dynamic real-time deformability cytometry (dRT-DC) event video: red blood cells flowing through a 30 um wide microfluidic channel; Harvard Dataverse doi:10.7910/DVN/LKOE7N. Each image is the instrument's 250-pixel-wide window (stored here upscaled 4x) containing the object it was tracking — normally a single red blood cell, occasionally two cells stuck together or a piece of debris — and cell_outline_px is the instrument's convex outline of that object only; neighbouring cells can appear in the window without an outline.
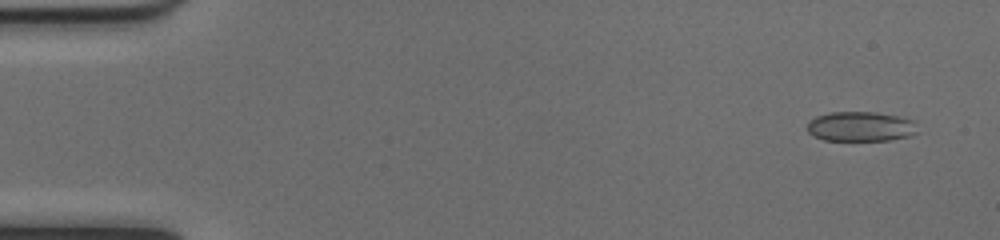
{"species": "common noctule bat (a hibernating species)", "species_latin": "Nyctalus noctula", "temperature_condition": "cold", "stored_images_in_passage": 52, "camera_frame_rate_fps": 3000, "um_per_image_px": 0.085, "animal": {"sex": "female", "body_mass_g": 17.0, "forearm_length_mm": 48.0}, "frame": {"image": 1, "passage_image": 3, "time_ms": 0.667, "image_size_px": [1000, 240], "cell_outline_px": [[916, 132], [908, 136], [888, 140], [824, 140], [808, 132], [808, 124], [816, 116], [832, 112], [876, 112], [896, 116], [912, 120]], "centroid_in_image_um": [73.12, 10.75], "position_along_channel_um": 11.9, "area_um2": 18.67}}
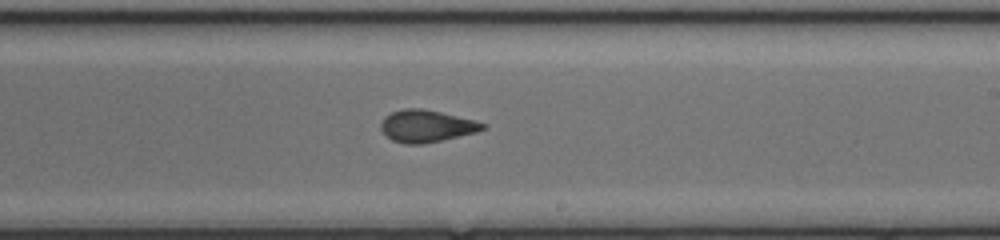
{"frame": {"image": 2, "passage_image": 31, "time_ms": 10.0, "image_size_px": [1000, 240], "cell_outline_px": [[488, 124], [484, 128], [476, 132], [424, 144], [404, 144], [392, 140], [380, 128], [380, 124], [384, 116], [392, 112], [404, 108], [420, 108], [440, 112]], "centroid_in_image_um": [36.21, 10.72], "position_along_channel_um": 252.8, "area_um2": 18.84}}
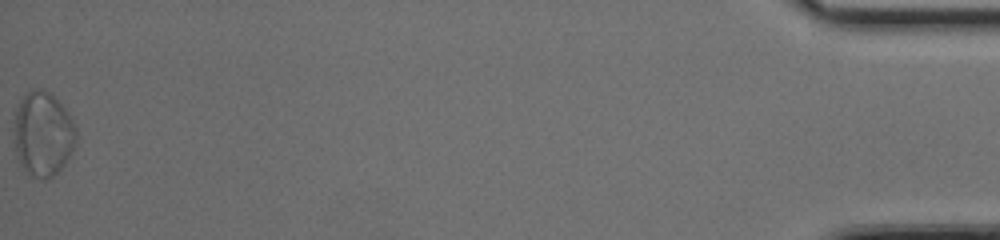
{"frame": {"image": 3, "passage_image": 52, "time_ms": 17.0, "image_size_px": [1000, 240], "cell_outline_px": [[76, 140], [64, 164], [48, 180], [44, 180], [32, 176], [20, 164], [16, 148], [12, 128], [16, 108], [20, 100], [32, 88], [44, 88], [64, 108], [72, 120], [76, 128]], "centroid_in_image_um": [3.62, 11.37], "position_along_channel_um": 431.6, "area_um2": 30.4}, "authors_computed_cell_mechanics": {"area_um2": 19.1318, "velocity_mm_per_s": 4.011, "shape_relaxation_time_tau1_ms": null, "shape_relaxation_time_tau2_ms": 0.9502, "deformation_change_tau1": null, "deformation_change_tau2": 0.0642}}